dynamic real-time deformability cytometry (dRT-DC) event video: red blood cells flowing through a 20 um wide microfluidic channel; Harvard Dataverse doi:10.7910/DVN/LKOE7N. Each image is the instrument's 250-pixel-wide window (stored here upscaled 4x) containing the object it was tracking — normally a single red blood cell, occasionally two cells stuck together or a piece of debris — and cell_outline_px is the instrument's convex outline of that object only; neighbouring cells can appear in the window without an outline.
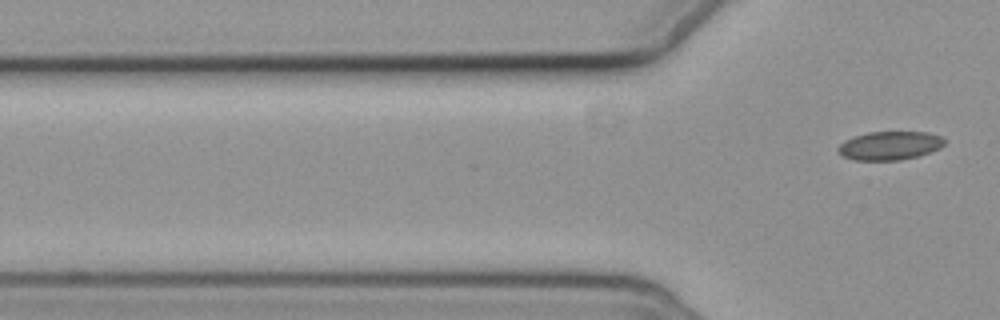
{"species": "common noctule bat (a hibernating species)", "species_latin": "Nyctalus noctula", "temperature_condition": "cold", "stored_images_in_passage": 4, "camera_frame_rate_fps": 3000, "um_per_image_px": 0.085, "animal": {"sex": "female", "body_mass_g": 19.3, "forearm_length_mm": 54.1}, "frame": {"image": 1, "passage_image": 4, "time_ms": 4.333, "image_size_px": [1000, 320], "cell_outline_px": [[944, 144], [940, 148], [932, 152], [920, 156], [900, 160], [852, 160], [836, 152], [836, 148], [844, 140], [868, 132], [928, 132], [940, 136], [944, 140]], "centroid_in_image_um": [75.62, 12.39], "position_along_channel_um": 50.2, "area_um2": 17.86}}